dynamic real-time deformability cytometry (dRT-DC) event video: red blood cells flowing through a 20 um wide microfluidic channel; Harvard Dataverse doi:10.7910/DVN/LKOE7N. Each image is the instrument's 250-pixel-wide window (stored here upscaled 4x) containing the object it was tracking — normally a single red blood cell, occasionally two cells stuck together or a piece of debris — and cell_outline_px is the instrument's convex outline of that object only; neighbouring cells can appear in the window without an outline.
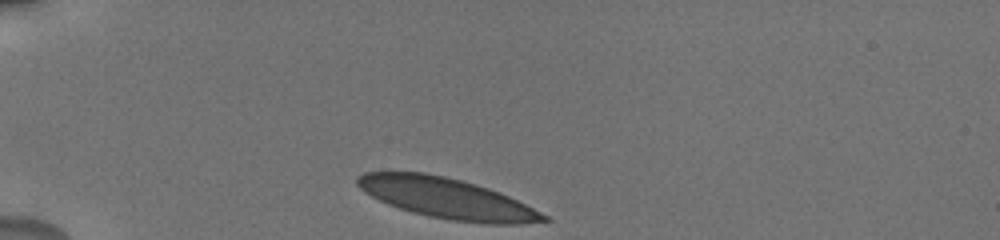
{"species": "human", "species_latin": "Homo sapiens", "temperature_condition": "cold", "stored_images_in_passage": 6, "camera_frame_rate_fps": 3000, "um_per_image_px": 0.085, "donor": {"sex": "male"}, "frame": {"image": 1, "passage_image": 1, "time_ms": 0.0, "image_size_px": [1000, 240], "cell_outline_px": [[552, 220], [520, 224], [488, 224], [452, 220], [428, 216], [412, 212], [388, 204], [364, 192], [356, 184], [356, 176], [364, 172], [424, 172], [444, 176], [460, 180], [488, 188], [500, 192], [548, 216]], "centroid_in_image_um": [37.96, 16.85], "position_along_channel_um": 47.0, "area_um2": 43.58}}
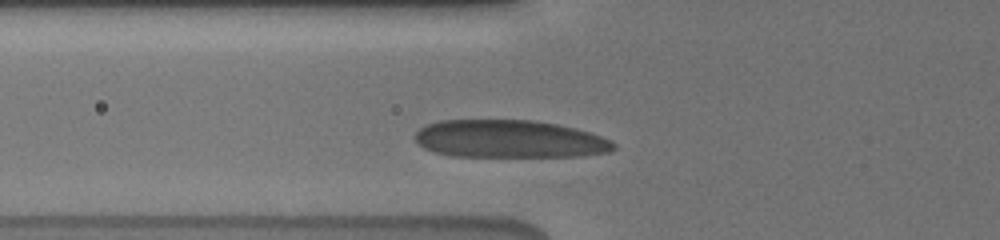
{"frame": {"image": 2, "passage_image": 3, "time_ms": 2.0, "image_size_px": [1000, 240], "cell_outline_px": [[616, 148], [612, 152], [584, 156], [452, 156], [436, 152], [424, 148], [412, 136], [424, 124], [440, 120], [532, 120], [556, 124], [576, 128], [600, 136], [616, 144]], "centroid_in_image_um": [43.29, 11.81], "position_along_channel_um": 82.5, "area_um2": 43.81}}
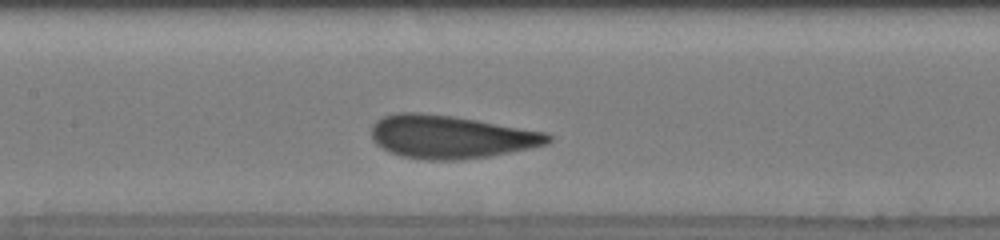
{"frame": {"image": 3, "passage_image": 6, "time_ms": 4.333, "image_size_px": [1000, 240], "cell_outline_px": [[552, 140], [548, 144], [488, 156], [456, 160], [428, 160], [400, 156], [388, 152], [376, 144], [372, 140], [372, 124], [376, 120], [384, 116], [396, 112], [420, 112], [452, 116], [548, 132], [552, 136]], "centroid_in_image_um": [38.28, 11.62], "position_along_channel_um": 169.1, "area_um2": 44.39}}